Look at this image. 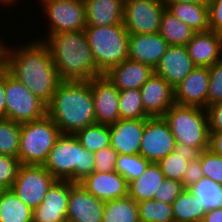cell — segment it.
Returning a JSON list of instances; mask_svg holds the SVG:
<instances>
[{
	"label": "cell",
	"instance_id": "1",
	"mask_svg": "<svg viewBox=\"0 0 222 222\" xmlns=\"http://www.w3.org/2000/svg\"><path fill=\"white\" fill-rule=\"evenodd\" d=\"M6 44H2V65L11 76L47 105L62 82L49 48L43 41L36 39L27 45L20 44L19 47Z\"/></svg>",
	"mask_w": 222,
	"mask_h": 222
},
{
	"label": "cell",
	"instance_id": "2",
	"mask_svg": "<svg viewBox=\"0 0 222 222\" xmlns=\"http://www.w3.org/2000/svg\"><path fill=\"white\" fill-rule=\"evenodd\" d=\"M43 41L62 81H89L103 74L97 68L84 30L50 34Z\"/></svg>",
	"mask_w": 222,
	"mask_h": 222
},
{
	"label": "cell",
	"instance_id": "3",
	"mask_svg": "<svg viewBox=\"0 0 222 222\" xmlns=\"http://www.w3.org/2000/svg\"><path fill=\"white\" fill-rule=\"evenodd\" d=\"M46 106L61 134L75 135L96 123L90 80L62 81Z\"/></svg>",
	"mask_w": 222,
	"mask_h": 222
},
{
	"label": "cell",
	"instance_id": "4",
	"mask_svg": "<svg viewBox=\"0 0 222 222\" xmlns=\"http://www.w3.org/2000/svg\"><path fill=\"white\" fill-rule=\"evenodd\" d=\"M94 153L73 134H61L50 150L44 167L56 180L80 182L94 171Z\"/></svg>",
	"mask_w": 222,
	"mask_h": 222
},
{
	"label": "cell",
	"instance_id": "5",
	"mask_svg": "<svg viewBox=\"0 0 222 222\" xmlns=\"http://www.w3.org/2000/svg\"><path fill=\"white\" fill-rule=\"evenodd\" d=\"M177 147L200 153L209 148V124L204 108L174 104L163 116Z\"/></svg>",
	"mask_w": 222,
	"mask_h": 222
},
{
	"label": "cell",
	"instance_id": "6",
	"mask_svg": "<svg viewBox=\"0 0 222 222\" xmlns=\"http://www.w3.org/2000/svg\"><path fill=\"white\" fill-rule=\"evenodd\" d=\"M84 31L97 68L103 75L128 59L129 33L124 23L86 26Z\"/></svg>",
	"mask_w": 222,
	"mask_h": 222
},
{
	"label": "cell",
	"instance_id": "7",
	"mask_svg": "<svg viewBox=\"0 0 222 222\" xmlns=\"http://www.w3.org/2000/svg\"><path fill=\"white\" fill-rule=\"evenodd\" d=\"M61 135L59 127L46 114L21 123L18 159L23 165H44L50 150Z\"/></svg>",
	"mask_w": 222,
	"mask_h": 222
},
{
	"label": "cell",
	"instance_id": "8",
	"mask_svg": "<svg viewBox=\"0 0 222 222\" xmlns=\"http://www.w3.org/2000/svg\"><path fill=\"white\" fill-rule=\"evenodd\" d=\"M6 118L17 123L30 122L47 114L46 104L30 92L5 68Z\"/></svg>",
	"mask_w": 222,
	"mask_h": 222
},
{
	"label": "cell",
	"instance_id": "9",
	"mask_svg": "<svg viewBox=\"0 0 222 222\" xmlns=\"http://www.w3.org/2000/svg\"><path fill=\"white\" fill-rule=\"evenodd\" d=\"M48 21V34L85 30L86 10L83 0H40Z\"/></svg>",
	"mask_w": 222,
	"mask_h": 222
},
{
	"label": "cell",
	"instance_id": "10",
	"mask_svg": "<svg viewBox=\"0 0 222 222\" xmlns=\"http://www.w3.org/2000/svg\"><path fill=\"white\" fill-rule=\"evenodd\" d=\"M57 180L43 165L21 164L11 190L29 208L36 209Z\"/></svg>",
	"mask_w": 222,
	"mask_h": 222
},
{
	"label": "cell",
	"instance_id": "11",
	"mask_svg": "<svg viewBox=\"0 0 222 222\" xmlns=\"http://www.w3.org/2000/svg\"><path fill=\"white\" fill-rule=\"evenodd\" d=\"M165 9L161 0H124V26L129 34L157 33Z\"/></svg>",
	"mask_w": 222,
	"mask_h": 222
},
{
	"label": "cell",
	"instance_id": "12",
	"mask_svg": "<svg viewBox=\"0 0 222 222\" xmlns=\"http://www.w3.org/2000/svg\"><path fill=\"white\" fill-rule=\"evenodd\" d=\"M177 148L175 138L163 117L145 119L140 152L145 159L157 163Z\"/></svg>",
	"mask_w": 222,
	"mask_h": 222
},
{
	"label": "cell",
	"instance_id": "13",
	"mask_svg": "<svg viewBox=\"0 0 222 222\" xmlns=\"http://www.w3.org/2000/svg\"><path fill=\"white\" fill-rule=\"evenodd\" d=\"M93 96L95 122L101 125H111L120 120L119 90L105 75L90 80Z\"/></svg>",
	"mask_w": 222,
	"mask_h": 222
},
{
	"label": "cell",
	"instance_id": "14",
	"mask_svg": "<svg viewBox=\"0 0 222 222\" xmlns=\"http://www.w3.org/2000/svg\"><path fill=\"white\" fill-rule=\"evenodd\" d=\"M75 182L57 180L33 210V222H67L70 188Z\"/></svg>",
	"mask_w": 222,
	"mask_h": 222
},
{
	"label": "cell",
	"instance_id": "15",
	"mask_svg": "<svg viewBox=\"0 0 222 222\" xmlns=\"http://www.w3.org/2000/svg\"><path fill=\"white\" fill-rule=\"evenodd\" d=\"M67 222H102L104 201L90 194L79 182L70 188Z\"/></svg>",
	"mask_w": 222,
	"mask_h": 222
},
{
	"label": "cell",
	"instance_id": "16",
	"mask_svg": "<svg viewBox=\"0 0 222 222\" xmlns=\"http://www.w3.org/2000/svg\"><path fill=\"white\" fill-rule=\"evenodd\" d=\"M209 77L208 67H196L174 88V102L206 109Z\"/></svg>",
	"mask_w": 222,
	"mask_h": 222
},
{
	"label": "cell",
	"instance_id": "17",
	"mask_svg": "<svg viewBox=\"0 0 222 222\" xmlns=\"http://www.w3.org/2000/svg\"><path fill=\"white\" fill-rule=\"evenodd\" d=\"M143 107L149 117H163L175 104L174 88L155 73L140 88Z\"/></svg>",
	"mask_w": 222,
	"mask_h": 222
},
{
	"label": "cell",
	"instance_id": "18",
	"mask_svg": "<svg viewBox=\"0 0 222 222\" xmlns=\"http://www.w3.org/2000/svg\"><path fill=\"white\" fill-rule=\"evenodd\" d=\"M196 66L186 46L169 45L154 73L163 77L173 88L177 87Z\"/></svg>",
	"mask_w": 222,
	"mask_h": 222
},
{
	"label": "cell",
	"instance_id": "19",
	"mask_svg": "<svg viewBox=\"0 0 222 222\" xmlns=\"http://www.w3.org/2000/svg\"><path fill=\"white\" fill-rule=\"evenodd\" d=\"M90 194L102 201L128 196V183L118 172L93 171L79 182Z\"/></svg>",
	"mask_w": 222,
	"mask_h": 222
},
{
	"label": "cell",
	"instance_id": "20",
	"mask_svg": "<svg viewBox=\"0 0 222 222\" xmlns=\"http://www.w3.org/2000/svg\"><path fill=\"white\" fill-rule=\"evenodd\" d=\"M109 127L110 146L118 154H139L145 119H120Z\"/></svg>",
	"mask_w": 222,
	"mask_h": 222
},
{
	"label": "cell",
	"instance_id": "21",
	"mask_svg": "<svg viewBox=\"0 0 222 222\" xmlns=\"http://www.w3.org/2000/svg\"><path fill=\"white\" fill-rule=\"evenodd\" d=\"M186 48L196 67L209 68L222 60V34L212 30L195 32Z\"/></svg>",
	"mask_w": 222,
	"mask_h": 222
},
{
	"label": "cell",
	"instance_id": "22",
	"mask_svg": "<svg viewBox=\"0 0 222 222\" xmlns=\"http://www.w3.org/2000/svg\"><path fill=\"white\" fill-rule=\"evenodd\" d=\"M169 44L157 32L154 34H129L128 59L155 69Z\"/></svg>",
	"mask_w": 222,
	"mask_h": 222
},
{
	"label": "cell",
	"instance_id": "23",
	"mask_svg": "<svg viewBox=\"0 0 222 222\" xmlns=\"http://www.w3.org/2000/svg\"><path fill=\"white\" fill-rule=\"evenodd\" d=\"M154 74V69L143 63L125 59L111 68L106 78L119 90L138 89Z\"/></svg>",
	"mask_w": 222,
	"mask_h": 222
},
{
	"label": "cell",
	"instance_id": "24",
	"mask_svg": "<svg viewBox=\"0 0 222 222\" xmlns=\"http://www.w3.org/2000/svg\"><path fill=\"white\" fill-rule=\"evenodd\" d=\"M87 26L123 23L124 0H84Z\"/></svg>",
	"mask_w": 222,
	"mask_h": 222
},
{
	"label": "cell",
	"instance_id": "25",
	"mask_svg": "<svg viewBox=\"0 0 222 222\" xmlns=\"http://www.w3.org/2000/svg\"><path fill=\"white\" fill-rule=\"evenodd\" d=\"M164 179L165 176L159 164L151 162L141 176L128 183V196L137 203L153 199L154 194H157L159 185Z\"/></svg>",
	"mask_w": 222,
	"mask_h": 222
},
{
	"label": "cell",
	"instance_id": "26",
	"mask_svg": "<svg viewBox=\"0 0 222 222\" xmlns=\"http://www.w3.org/2000/svg\"><path fill=\"white\" fill-rule=\"evenodd\" d=\"M166 10L190 26L194 32L209 30L208 4H170Z\"/></svg>",
	"mask_w": 222,
	"mask_h": 222
},
{
	"label": "cell",
	"instance_id": "27",
	"mask_svg": "<svg viewBox=\"0 0 222 222\" xmlns=\"http://www.w3.org/2000/svg\"><path fill=\"white\" fill-rule=\"evenodd\" d=\"M158 33L172 46H186L195 32L174 15L164 10Z\"/></svg>",
	"mask_w": 222,
	"mask_h": 222
},
{
	"label": "cell",
	"instance_id": "28",
	"mask_svg": "<svg viewBox=\"0 0 222 222\" xmlns=\"http://www.w3.org/2000/svg\"><path fill=\"white\" fill-rule=\"evenodd\" d=\"M171 205L174 222H201L207 212L203 203L188 188Z\"/></svg>",
	"mask_w": 222,
	"mask_h": 222
},
{
	"label": "cell",
	"instance_id": "29",
	"mask_svg": "<svg viewBox=\"0 0 222 222\" xmlns=\"http://www.w3.org/2000/svg\"><path fill=\"white\" fill-rule=\"evenodd\" d=\"M33 210L29 208L11 189H6L0 197V222H33Z\"/></svg>",
	"mask_w": 222,
	"mask_h": 222
},
{
	"label": "cell",
	"instance_id": "30",
	"mask_svg": "<svg viewBox=\"0 0 222 222\" xmlns=\"http://www.w3.org/2000/svg\"><path fill=\"white\" fill-rule=\"evenodd\" d=\"M102 222H140L138 203L130 196L105 201Z\"/></svg>",
	"mask_w": 222,
	"mask_h": 222
},
{
	"label": "cell",
	"instance_id": "31",
	"mask_svg": "<svg viewBox=\"0 0 222 222\" xmlns=\"http://www.w3.org/2000/svg\"><path fill=\"white\" fill-rule=\"evenodd\" d=\"M198 156L195 150L177 147L174 152L157 162L165 178L183 181L188 163Z\"/></svg>",
	"mask_w": 222,
	"mask_h": 222
},
{
	"label": "cell",
	"instance_id": "32",
	"mask_svg": "<svg viewBox=\"0 0 222 222\" xmlns=\"http://www.w3.org/2000/svg\"><path fill=\"white\" fill-rule=\"evenodd\" d=\"M75 136L81 145L90 152L110 146V127L94 123L79 130Z\"/></svg>",
	"mask_w": 222,
	"mask_h": 222
},
{
	"label": "cell",
	"instance_id": "33",
	"mask_svg": "<svg viewBox=\"0 0 222 222\" xmlns=\"http://www.w3.org/2000/svg\"><path fill=\"white\" fill-rule=\"evenodd\" d=\"M188 189L203 203L206 211L222 208V185L204 177Z\"/></svg>",
	"mask_w": 222,
	"mask_h": 222
},
{
	"label": "cell",
	"instance_id": "34",
	"mask_svg": "<svg viewBox=\"0 0 222 222\" xmlns=\"http://www.w3.org/2000/svg\"><path fill=\"white\" fill-rule=\"evenodd\" d=\"M120 119H147L140 90L128 89L119 91Z\"/></svg>",
	"mask_w": 222,
	"mask_h": 222
},
{
	"label": "cell",
	"instance_id": "35",
	"mask_svg": "<svg viewBox=\"0 0 222 222\" xmlns=\"http://www.w3.org/2000/svg\"><path fill=\"white\" fill-rule=\"evenodd\" d=\"M140 222H174L171 204H165L155 199L138 202Z\"/></svg>",
	"mask_w": 222,
	"mask_h": 222
},
{
	"label": "cell",
	"instance_id": "36",
	"mask_svg": "<svg viewBox=\"0 0 222 222\" xmlns=\"http://www.w3.org/2000/svg\"><path fill=\"white\" fill-rule=\"evenodd\" d=\"M21 123L0 118V154L18 158Z\"/></svg>",
	"mask_w": 222,
	"mask_h": 222
},
{
	"label": "cell",
	"instance_id": "37",
	"mask_svg": "<svg viewBox=\"0 0 222 222\" xmlns=\"http://www.w3.org/2000/svg\"><path fill=\"white\" fill-rule=\"evenodd\" d=\"M150 163L141 154H118L115 171L122 175L129 183L141 176Z\"/></svg>",
	"mask_w": 222,
	"mask_h": 222
},
{
	"label": "cell",
	"instance_id": "38",
	"mask_svg": "<svg viewBox=\"0 0 222 222\" xmlns=\"http://www.w3.org/2000/svg\"><path fill=\"white\" fill-rule=\"evenodd\" d=\"M200 160L204 177L222 185V156L206 149L200 152Z\"/></svg>",
	"mask_w": 222,
	"mask_h": 222
},
{
	"label": "cell",
	"instance_id": "39",
	"mask_svg": "<svg viewBox=\"0 0 222 222\" xmlns=\"http://www.w3.org/2000/svg\"><path fill=\"white\" fill-rule=\"evenodd\" d=\"M207 107L222 102V60L209 67Z\"/></svg>",
	"mask_w": 222,
	"mask_h": 222
},
{
	"label": "cell",
	"instance_id": "40",
	"mask_svg": "<svg viewBox=\"0 0 222 222\" xmlns=\"http://www.w3.org/2000/svg\"><path fill=\"white\" fill-rule=\"evenodd\" d=\"M20 165L18 158L0 154V186L11 189Z\"/></svg>",
	"mask_w": 222,
	"mask_h": 222
},
{
	"label": "cell",
	"instance_id": "41",
	"mask_svg": "<svg viewBox=\"0 0 222 222\" xmlns=\"http://www.w3.org/2000/svg\"><path fill=\"white\" fill-rule=\"evenodd\" d=\"M184 189L182 182L165 178L159 185L157 194H154L153 199L165 204H172Z\"/></svg>",
	"mask_w": 222,
	"mask_h": 222
},
{
	"label": "cell",
	"instance_id": "42",
	"mask_svg": "<svg viewBox=\"0 0 222 222\" xmlns=\"http://www.w3.org/2000/svg\"><path fill=\"white\" fill-rule=\"evenodd\" d=\"M94 171L114 172L118 153L111 146L94 152Z\"/></svg>",
	"mask_w": 222,
	"mask_h": 222
},
{
	"label": "cell",
	"instance_id": "43",
	"mask_svg": "<svg viewBox=\"0 0 222 222\" xmlns=\"http://www.w3.org/2000/svg\"><path fill=\"white\" fill-rule=\"evenodd\" d=\"M201 178H204V175L203 170L201 169L200 153H198V156L188 163L182 184L184 188H189Z\"/></svg>",
	"mask_w": 222,
	"mask_h": 222
},
{
	"label": "cell",
	"instance_id": "44",
	"mask_svg": "<svg viewBox=\"0 0 222 222\" xmlns=\"http://www.w3.org/2000/svg\"><path fill=\"white\" fill-rule=\"evenodd\" d=\"M209 30L222 34V0H209Z\"/></svg>",
	"mask_w": 222,
	"mask_h": 222
},
{
	"label": "cell",
	"instance_id": "45",
	"mask_svg": "<svg viewBox=\"0 0 222 222\" xmlns=\"http://www.w3.org/2000/svg\"><path fill=\"white\" fill-rule=\"evenodd\" d=\"M206 111L209 131H222V102L209 105Z\"/></svg>",
	"mask_w": 222,
	"mask_h": 222
},
{
	"label": "cell",
	"instance_id": "46",
	"mask_svg": "<svg viewBox=\"0 0 222 222\" xmlns=\"http://www.w3.org/2000/svg\"><path fill=\"white\" fill-rule=\"evenodd\" d=\"M213 153L222 156V131H209V148Z\"/></svg>",
	"mask_w": 222,
	"mask_h": 222
},
{
	"label": "cell",
	"instance_id": "47",
	"mask_svg": "<svg viewBox=\"0 0 222 222\" xmlns=\"http://www.w3.org/2000/svg\"><path fill=\"white\" fill-rule=\"evenodd\" d=\"M0 118H6L5 67L0 64Z\"/></svg>",
	"mask_w": 222,
	"mask_h": 222
},
{
	"label": "cell",
	"instance_id": "48",
	"mask_svg": "<svg viewBox=\"0 0 222 222\" xmlns=\"http://www.w3.org/2000/svg\"><path fill=\"white\" fill-rule=\"evenodd\" d=\"M201 222H222V208L208 210Z\"/></svg>",
	"mask_w": 222,
	"mask_h": 222
},
{
	"label": "cell",
	"instance_id": "49",
	"mask_svg": "<svg viewBox=\"0 0 222 222\" xmlns=\"http://www.w3.org/2000/svg\"><path fill=\"white\" fill-rule=\"evenodd\" d=\"M165 8L170 4L190 3V4H208L209 0H161Z\"/></svg>",
	"mask_w": 222,
	"mask_h": 222
},
{
	"label": "cell",
	"instance_id": "50",
	"mask_svg": "<svg viewBox=\"0 0 222 222\" xmlns=\"http://www.w3.org/2000/svg\"><path fill=\"white\" fill-rule=\"evenodd\" d=\"M16 2H17V0H0V5H2V6H7L8 5L7 7L10 8L12 6H15L14 3H16Z\"/></svg>",
	"mask_w": 222,
	"mask_h": 222
},
{
	"label": "cell",
	"instance_id": "51",
	"mask_svg": "<svg viewBox=\"0 0 222 222\" xmlns=\"http://www.w3.org/2000/svg\"><path fill=\"white\" fill-rule=\"evenodd\" d=\"M2 44H3V40H0V64H1V50H2Z\"/></svg>",
	"mask_w": 222,
	"mask_h": 222
},
{
	"label": "cell",
	"instance_id": "52",
	"mask_svg": "<svg viewBox=\"0 0 222 222\" xmlns=\"http://www.w3.org/2000/svg\"><path fill=\"white\" fill-rule=\"evenodd\" d=\"M6 189H4L2 186H0V197L1 195L3 194V192L5 191Z\"/></svg>",
	"mask_w": 222,
	"mask_h": 222
}]
</instances>
